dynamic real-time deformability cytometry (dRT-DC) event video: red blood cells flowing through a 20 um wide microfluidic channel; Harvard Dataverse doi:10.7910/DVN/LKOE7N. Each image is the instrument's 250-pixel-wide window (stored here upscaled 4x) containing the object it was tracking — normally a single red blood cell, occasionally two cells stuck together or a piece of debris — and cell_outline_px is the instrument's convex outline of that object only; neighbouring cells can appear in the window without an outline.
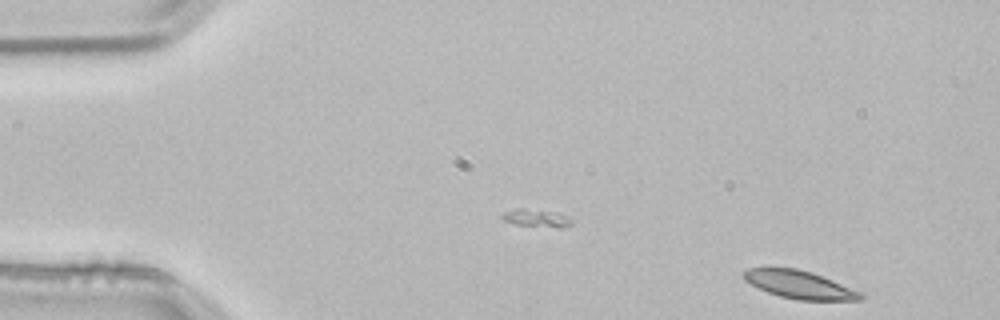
{"species": "common noctule bat (a hibernating species)", "species_latin": "Nyctalus noctula", "temperature_condition": "room temperature", "stored_images_in_passage": 7, "camera_frame_rate_fps": 3000, "um_per_image_px": 0.085, "animal": {"sex": "male", "body_mass_g": 21.5, "forearm_length_mm": 52.0}, "frame": {"image": 1, "passage_image": 2, "time_ms": 0.333, "image_size_px": [1000, 320], "cell_outline_px": [[864, 296], [860, 300], [796, 300], [780, 296], [768, 292], [744, 280], [744, 272], [748, 268], [796, 268], [812, 272], [832, 280], [860, 292]], "centroid_in_image_um": [67.95, 24.2], "position_along_channel_um": 17.0, "area_um2": 18.67}}
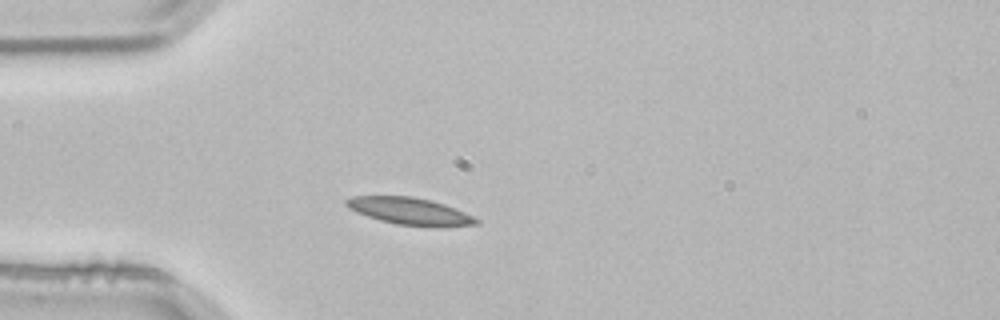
{"frame": {"image": 2, "passage_image": 4, "time_ms": 1.0, "image_size_px": [1000, 320], "cell_outline_px": [[480, 224], [436, 228], [396, 224], [380, 220], [356, 212], [348, 208], [344, 204], [344, 200], [352, 196], [412, 196], [432, 200], [444, 204], [464, 212], [480, 220]], "centroid_in_image_um": [34.85, 17.96], "position_along_channel_um": 50.1, "area_um2": 20.81}}